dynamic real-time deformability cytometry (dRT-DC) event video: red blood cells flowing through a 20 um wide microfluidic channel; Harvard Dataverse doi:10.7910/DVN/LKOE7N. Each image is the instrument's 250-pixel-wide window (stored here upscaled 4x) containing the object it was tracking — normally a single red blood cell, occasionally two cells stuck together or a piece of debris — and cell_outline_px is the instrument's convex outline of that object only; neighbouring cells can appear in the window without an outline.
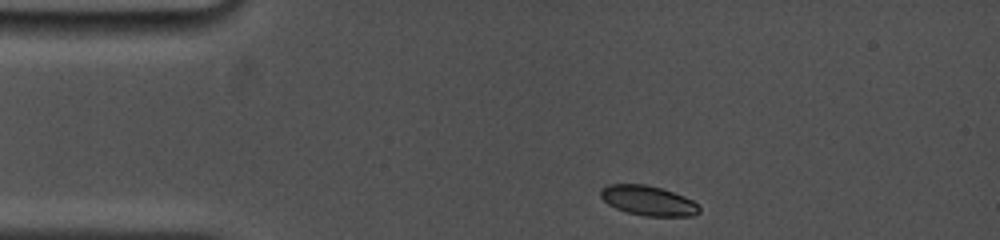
{"species": "common noctule bat (a hibernating species)", "species_latin": "Nyctalus noctula", "temperature_condition": "cold", "stored_images_in_passage": 23, "camera_frame_rate_fps": 5000, "um_per_image_px": 0.085, "animal": {"sex": "female", "body_mass_g": 19.0, "forearm_length_mm": 53.3}, "frame": {"image": 1, "passage_image": 1, "time_ms": 0.0, "image_size_px": [1000, 240], "cell_outline_px": [[700, 212], [692, 216], [644, 216], [628, 212], [616, 208], [608, 204], [600, 196], [600, 188], [608, 184], [644, 184], [660, 188], [684, 196], [692, 200], [700, 208]], "centroid_in_image_um": [55.08, 17.05], "position_along_channel_um": 29.9, "area_um2": 17.05}}
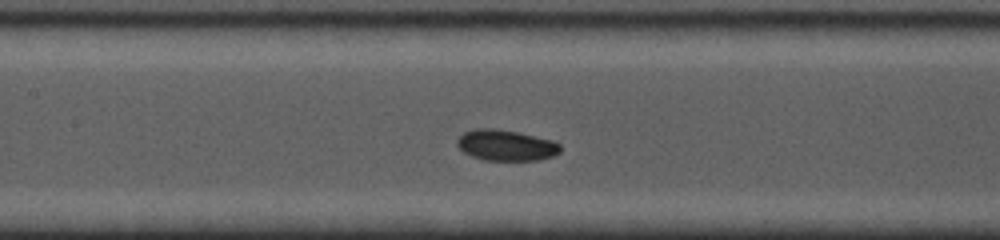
{"frame": {"image": 2, "passage_image": 14, "time_ms": 4.8, "image_size_px": [1000, 240], "cell_outline_px": [[560, 152], [552, 156], [536, 160], [484, 160], [472, 156], [464, 152], [456, 144], [456, 140], [464, 132], [472, 128], [492, 128], [516, 132], [552, 140], [560, 144]], "centroid_in_image_um": [42.97, 12.34], "position_along_channel_um": 164.4, "area_um2": 18.44}}
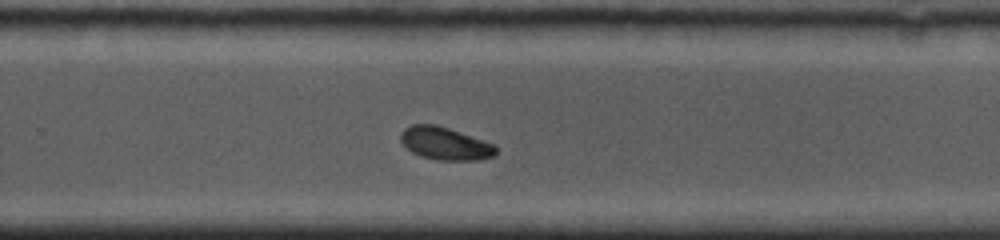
{"frame": {"image": 3, "passage_image": 23, "time_ms": 8.2, "image_size_px": [1000, 240], "cell_outline_px": [[496, 152], [492, 156], [480, 160], [440, 160], [420, 156], [412, 152], [400, 140], [400, 132], [404, 128], [412, 124], [436, 124], [460, 132], [492, 144], [496, 148]], "centroid_in_image_um": [37.78, 12.19], "position_along_channel_um": 292.0, "area_um2": 17.92}}